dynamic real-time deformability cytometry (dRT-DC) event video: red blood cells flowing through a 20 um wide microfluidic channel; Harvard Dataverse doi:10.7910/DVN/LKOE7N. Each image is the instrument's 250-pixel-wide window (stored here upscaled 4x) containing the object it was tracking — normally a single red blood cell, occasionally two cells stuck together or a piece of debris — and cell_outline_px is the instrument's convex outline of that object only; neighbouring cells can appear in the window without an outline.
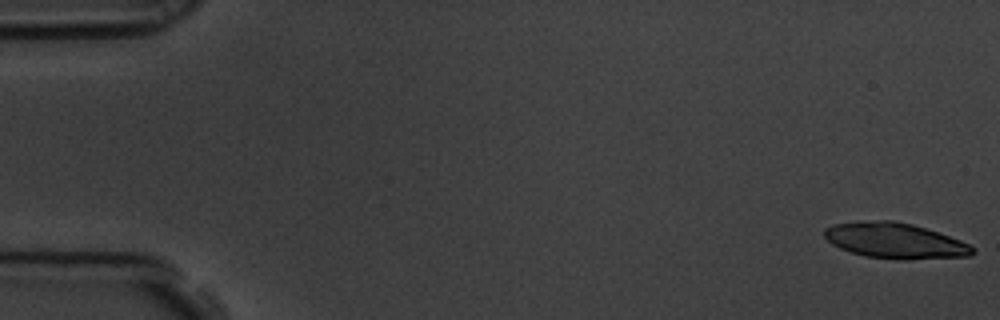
{"species": "common noctule bat (a hibernating species)", "species_latin": "Nyctalus noctula", "temperature_condition": "room temperature", "stored_images_in_passage": 7, "camera_frame_rate_fps": 3000, "um_per_image_px": 0.085, "animal": {"sex": "male", "body_mass_g": 19.5, "forearm_length_mm": 54.6}, "frame": {"image": 1, "passage_image": 1, "time_ms": 0.0, "image_size_px": [1000, 320], "cell_outline_px": [[976, 252], [972, 256], [904, 260], [896, 260], [864, 256], [840, 248], [832, 244], [824, 236], [824, 228], [832, 224], [880, 220], [892, 220], [912, 224], [960, 240], [976, 248]], "centroid_in_image_um": [76.09, 20.48], "position_along_channel_um": 8.9, "area_um2": 30.69}}